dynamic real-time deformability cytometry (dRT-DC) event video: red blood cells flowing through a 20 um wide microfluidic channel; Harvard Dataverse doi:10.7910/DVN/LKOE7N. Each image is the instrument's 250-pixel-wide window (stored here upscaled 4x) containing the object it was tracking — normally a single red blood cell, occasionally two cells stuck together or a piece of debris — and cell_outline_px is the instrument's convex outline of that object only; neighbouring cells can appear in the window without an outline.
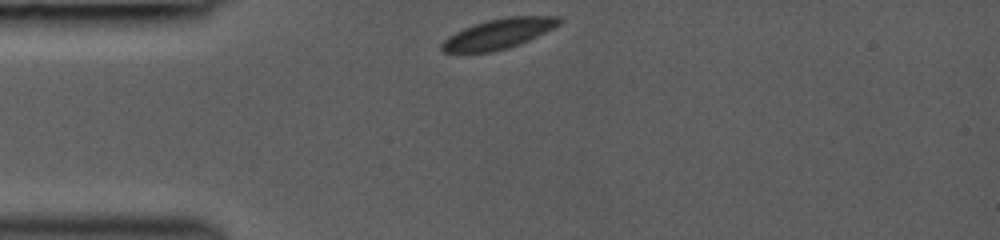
{"species": "common noctule bat (a hibernating species)", "species_latin": "Nyctalus noctula", "temperature_condition": "room temperature", "stored_images_in_passage": 16, "camera_frame_rate_fps": 3000, "um_per_image_px": 0.085, "animal": {"sex": "female", "body_mass_g": 19.0, "forearm_length_mm": 53.3}, "frame": {"image": 1, "passage_image": 1, "time_ms": 0.0, "image_size_px": [1000, 240], "cell_outline_px": [[564, 20], [560, 24], [520, 44], [508, 48], [492, 52], [444, 52], [440, 48], [440, 44], [448, 36], [464, 28], [488, 20], [504, 16], [560, 16]], "centroid_in_image_um": [42.39, 2.86], "position_along_channel_um": 42.6, "area_um2": 20.46}}
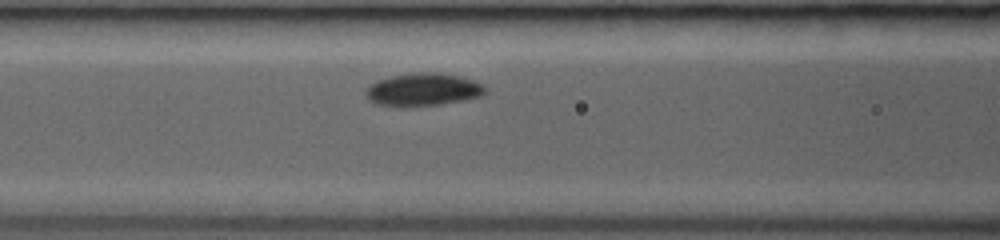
{"frame": {"image": 2, "passage_image": 5, "time_ms": 1.333, "image_size_px": [1000, 240], "cell_outline_px": [[488, 92], [480, 96], [464, 100], [440, 104], [404, 108], [400, 108], [376, 104], [368, 100], [368, 84], [376, 80], [392, 76], [416, 72], [440, 72], [460, 76], [484, 84]], "centroid_in_image_um": [35.97, 7.62], "position_along_channel_um": 130.6, "area_um2": 23.24}}
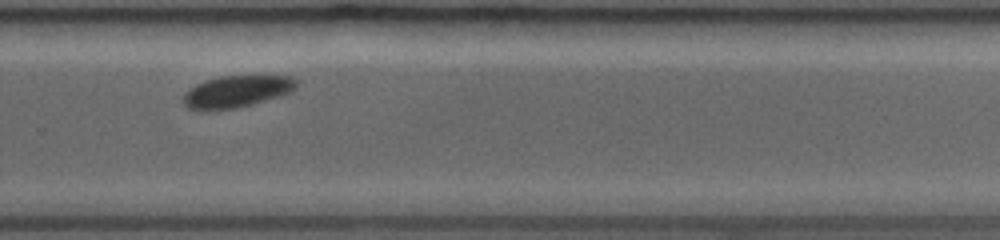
{"frame": {"image": 3, "passage_image": 14, "time_ms": 4.333, "image_size_px": [1000, 240], "cell_outline_px": [[300, 80], [296, 88], [288, 92], [252, 104], [236, 108], [188, 108], [184, 104], [184, 96], [188, 88], [204, 80], [220, 76], [292, 76]], "centroid_in_image_um": [20.15, 7.73], "position_along_channel_um": 309.6, "area_um2": 20.46}}